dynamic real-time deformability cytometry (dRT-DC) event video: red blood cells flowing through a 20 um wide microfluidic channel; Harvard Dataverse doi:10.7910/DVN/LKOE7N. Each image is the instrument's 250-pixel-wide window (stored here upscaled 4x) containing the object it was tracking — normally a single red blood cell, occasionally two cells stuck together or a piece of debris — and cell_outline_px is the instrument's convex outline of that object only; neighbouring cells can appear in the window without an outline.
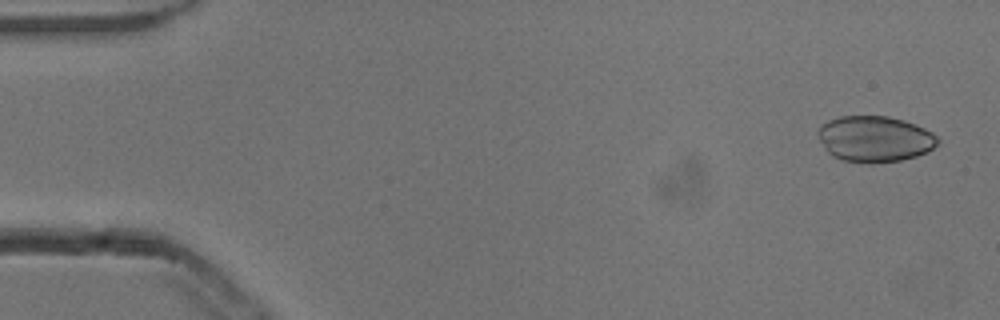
{"species": "common noctule bat (a hibernating species)", "species_latin": "Nyctalus noctula", "temperature_condition": "cold", "stored_images_in_passage": 25, "camera_frame_rate_fps": 3000, "um_per_image_px": 0.085, "animal": {"sex": "male", "body_mass_g": 13.3}, "frame": {"image": 1, "passage_image": 1, "time_ms": 0.0, "image_size_px": [1000, 320], "cell_outline_px": [[940, 140], [928, 152], [916, 156], [900, 160], [872, 164], [868, 164], [844, 160], [832, 156], [824, 148], [816, 132], [820, 124], [828, 120], [840, 116], [888, 116], [904, 120], [924, 128], [932, 132]], "centroid_in_image_um": [74.33, 11.81], "position_along_channel_um": 10.7, "area_um2": 32.31}}
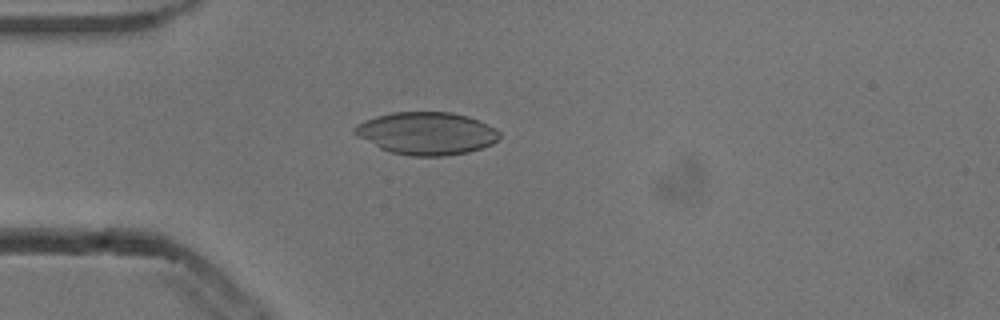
{"frame": {"image": 2, "passage_image": 13, "time_ms": 4.0, "image_size_px": [1000, 320], "cell_outline_px": [[500, 136], [492, 144], [468, 152], [444, 156], [408, 156], [392, 152], [380, 148], [356, 136], [352, 132], [352, 128], [356, 124], [364, 120], [376, 116], [392, 112], [452, 112], [468, 116], [480, 120], [496, 128], [500, 132]], "centroid_in_image_um": [36.24, 11.32], "position_along_channel_um": 48.8, "area_um2": 36.18}}